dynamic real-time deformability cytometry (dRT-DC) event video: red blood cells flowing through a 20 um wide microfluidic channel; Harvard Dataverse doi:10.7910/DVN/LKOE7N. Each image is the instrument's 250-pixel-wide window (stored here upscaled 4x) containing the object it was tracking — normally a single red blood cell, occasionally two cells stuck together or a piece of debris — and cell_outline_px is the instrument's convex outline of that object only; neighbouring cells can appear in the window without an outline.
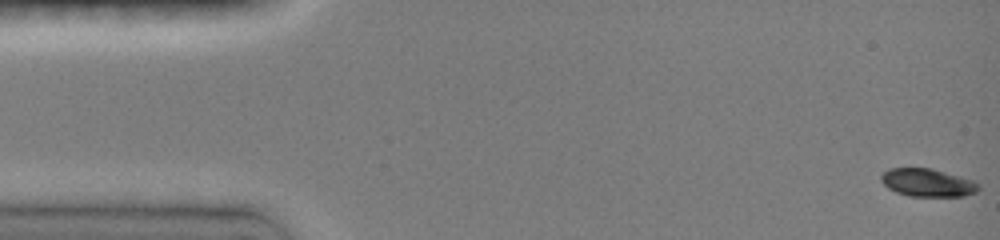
{"species": "common noctule bat (a hibernating species)", "species_latin": "Nyctalus noctula", "temperature_condition": "room temperature", "stored_images_in_passage": 7, "camera_frame_rate_fps": 3000, "um_per_image_px": 0.085, "animal": {"sex": "female", "body_mass_g": 19.0, "forearm_length_mm": 51.5}, "frame": {"image": 1, "passage_image": 1, "time_ms": 0.0, "image_size_px": [1000, 240], "cell_outline_px": [[980, 188], [976, 192], [964, 196], [908, 196], [896, 192], [888, 188], [880, 180], [880, 176], [888, 168], [932, 168], [960, 176], [972, 180], [980, 184]], "centroid_in_image_um": [78.84, 15.52], "position_along_channel_um": 6.2, "area_um2": 15.95}}
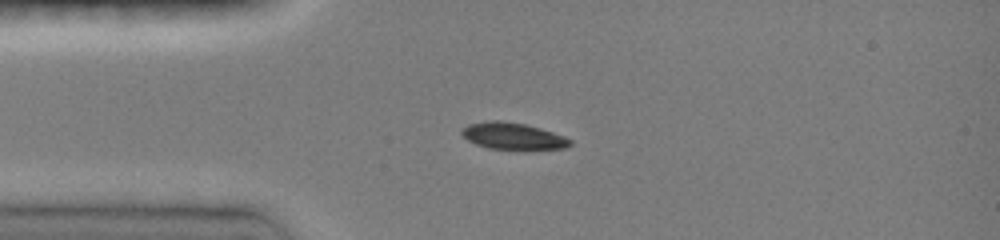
{"frame": {"image": 2, "passage_image": 6, "time_ms": 3.667, "image_size_px": [1000, 240], "cell_outline_px": [[572, 144], [568, 148], [524, 152], [488, 148], [476, 144], [468, 140], [460, 132], [460, 128], [468, 124], [488, 120], [500, 120], [524, 124], [540, 128], [564, 136], [572, 140]], "centroid_in_image_um": [43.64, 11.61], "position_along_channel_um": 41.4, "area_um2": 17.74}}